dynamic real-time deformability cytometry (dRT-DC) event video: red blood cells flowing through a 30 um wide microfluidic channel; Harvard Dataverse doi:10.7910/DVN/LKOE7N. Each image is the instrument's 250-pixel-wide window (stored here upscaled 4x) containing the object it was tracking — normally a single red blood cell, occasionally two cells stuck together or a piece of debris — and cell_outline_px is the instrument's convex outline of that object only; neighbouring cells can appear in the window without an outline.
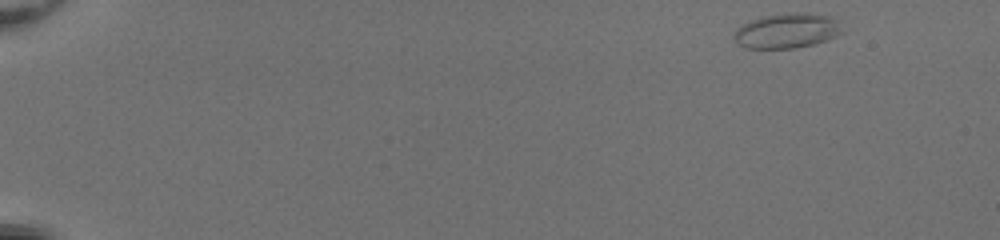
{"species": "common noctule bat (a hibernating species)", "species_latin": "Nyctalus noctula", "temperature_condition": "room temperature", "stored_images_in_passage": 49, "camera_frame_rate_fps": 3000, "um_per_image_px": 0.085, "animal": {"sex": "female", "body_mass_g": 20.0, "forearm_length_mm": 54.0}, "frame": {"image": 1, "passage_image": 1, "time_ms": 0.0, "image_size_px": [1000, 240], "cell_outline_px": [[844, 32], [828, 40], [816, 44], [796, 48], [744, 48], [732, 36], [736, 28], [740, 24], [764, 16], [796, 12], [804, 12], [832, 16], [836, 20]], "centroid_in_image_um": [66.91, 2.62], "position_along_channel_um": 18.1, "area_um2": 22.2}}
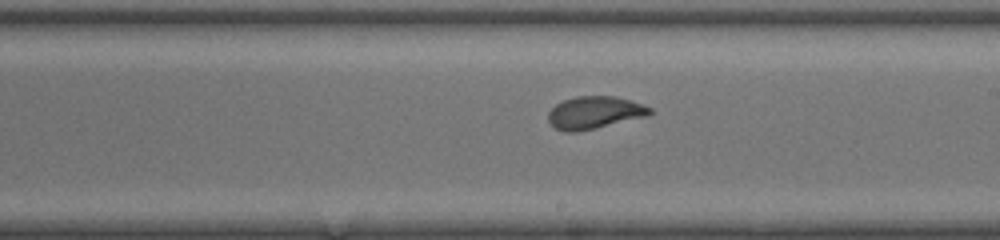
{"frame": {"image": 2, "passage_image": 29, "time_ms": 9.333, "image_size_px": [1000, 240], "cell_outline_px": [[652, 112], [648, 116], [596, 128], [576, 132], [564, 132], [556, 128], [548, 120], [548, 112], [556, 104], [564, 100], [576, 96], [616, 96], [652, 108]], "centroid_in_image_um": [50.52, 9.57], "position_along_channel_um": 238.5, "area_um2": 19.13}}
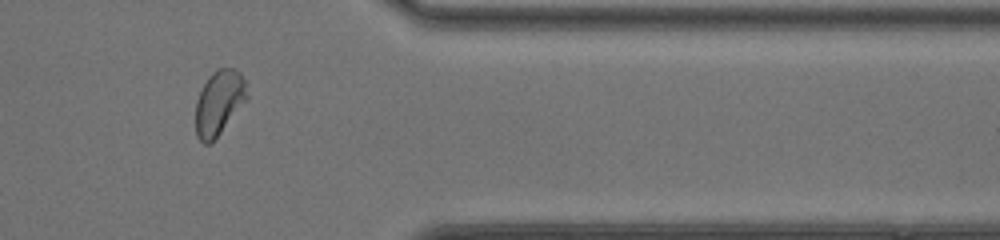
{"frame": {"image": 3, "passage_image": 41, "time_ms": 13.333, "image_size_px": [1000, 240], "cell_outline_px": [[248, 100], [212, 144], [204, 144], [196, 136], [196, 100], [208, 76], [212, 72], [220, 68], [232, 68], [240, 72], [244, 80], [248, 96]], "centroid_in_image_um": [18.63, 8.76], "position_along_channel_um": 392.8, "area_um2": 19.65}, "authors_computed_cell_mechanics": {"area_um2": 20.0566, "velocity_mm_per_s": 4.0858, "shape_relaxation_time_tau1_ms": 5.712, "shape_relaxation_time_tau2_ms": null, "deformation_change_tau1": 0.1778, "deformation_change_tau2": null}}